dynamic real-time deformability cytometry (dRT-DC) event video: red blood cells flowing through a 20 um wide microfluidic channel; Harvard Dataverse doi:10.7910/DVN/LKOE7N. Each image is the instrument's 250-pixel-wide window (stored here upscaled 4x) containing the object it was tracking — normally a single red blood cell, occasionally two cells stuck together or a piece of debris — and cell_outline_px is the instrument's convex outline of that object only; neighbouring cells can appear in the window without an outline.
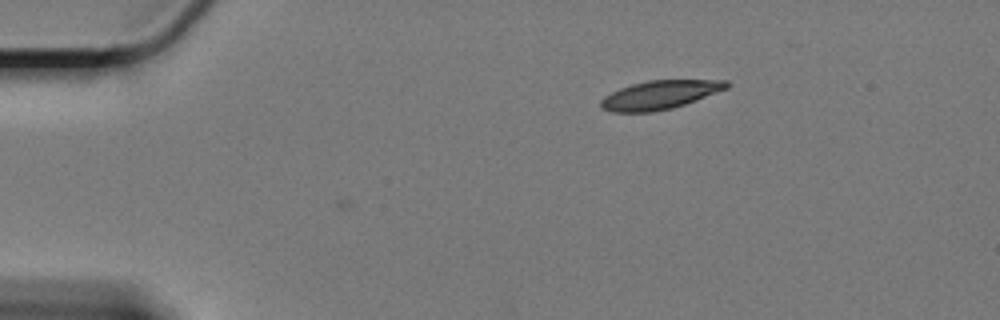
{"species": "Egyptian fruit bat (a non-hibernating species)", "species_latin": "Rousettus aegyptiacus", "temperature_condition": "cold", "stored_images_in_passage": 3, "camera_frame_rate_fps": 3000, "um_per_image_px": 0.085, "animal": {"sex": "female"}, "frame": {"image": 1, "passage_image": 3, "time_ms": 0.667, "image_size_px": [1000, 320], "cell_outline_px": [[732, 84], [728, 88], [696, 100], [672, 108], [652, 112], [612, 112], [600, 108], [600, 100], [604, 96], [620, 88], [632, 84], [648, 80], [728, 80]], "centroid_in_image_um": [56.08, 8.06], "position_along_channel_um": 28.9, "area_um2": 21.04}}